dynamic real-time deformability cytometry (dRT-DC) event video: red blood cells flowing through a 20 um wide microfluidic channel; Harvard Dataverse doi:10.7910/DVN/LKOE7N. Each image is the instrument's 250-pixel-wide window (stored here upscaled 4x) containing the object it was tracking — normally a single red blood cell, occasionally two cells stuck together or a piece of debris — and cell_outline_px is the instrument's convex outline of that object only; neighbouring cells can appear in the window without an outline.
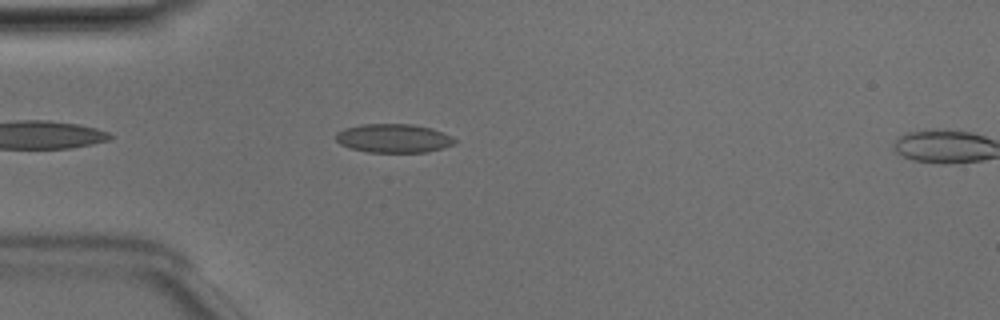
{"species": "Egyptian fruit bat (a non-hibernating species)", "species_latin": "Rousettus aegyptiacus", "temperature_condition": "room temperature", "stored_images_in_passage": 5, "camera_frame_rate_fps": 3000, "um_per_image_px": 0.085, "animal": {"sex": "male"}, "frame": {"image": 1, "passage_image": 4, "time_ms": 1.0, "image_size_px": [1000, 320], "cell_outline_px": [[456, 144], [428, 152], [368, 152], [352, 148], [340, 144], [336, 140], [336, 132], [344, 128], [364, 124], [412, 124], [432, 128], [452, 136], [456, 140]], "centroid_in_image_um": [33.48, 11.75], "position_along_channel_um": 51.5, "area_um2": 19.94}}